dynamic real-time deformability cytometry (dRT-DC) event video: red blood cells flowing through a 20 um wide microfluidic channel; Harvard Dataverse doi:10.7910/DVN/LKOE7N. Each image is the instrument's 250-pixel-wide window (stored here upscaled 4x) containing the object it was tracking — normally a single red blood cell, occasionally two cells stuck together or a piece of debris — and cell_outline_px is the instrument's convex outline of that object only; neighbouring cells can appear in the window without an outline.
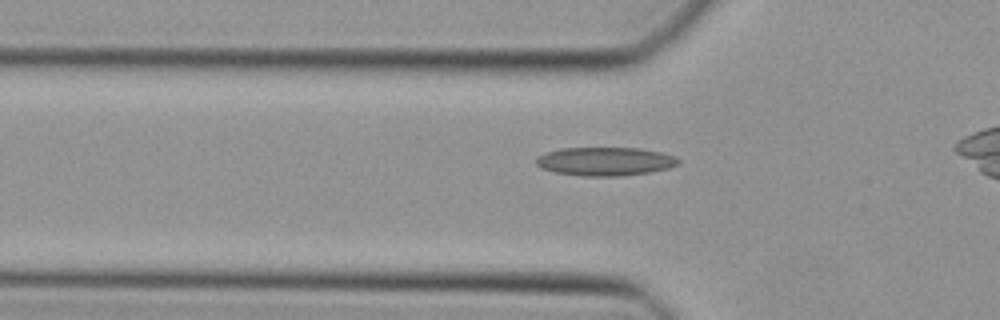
{"species": "Egyptian fruit bat (a non-hibernating species)", "species_latin": "Rousettus aegyptiacus", "temperature_condition": "cold", "stored_images_in_passage": 34, "camera_frame_rate_fps": 3000, "um_per_image_px": 0.085, "animal": {"sex": "female"}, "frame": {"image": 1, "passage_image": 11, "time_ms": 3.333, "image_size_px": [1000, 320], "cell_outline_px": [[680, 164], [668, 168], [648, 172], [616, 176], [580, 176], [556, 172], [540, 168], [536, 164], [536, 156], [544, 152], [560, 148], [640, 148], [660, 152], [676, 156], [680, 160]], "centroid_in_image_um": [51.41, 13.71], "position_along_channel_um": 74.4, "area_um2": 23.76}}
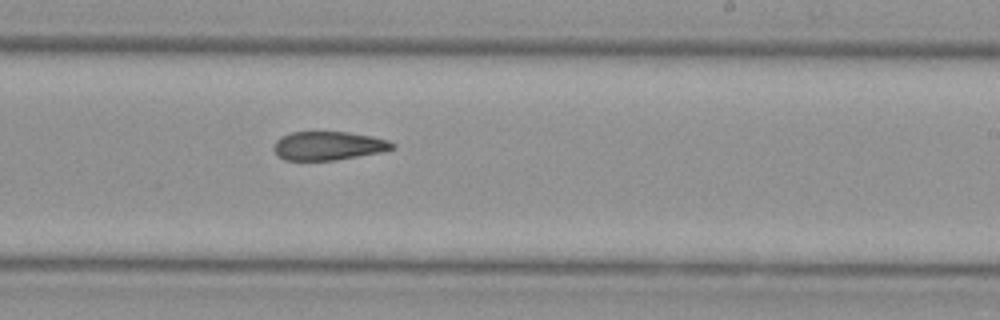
{"frame": {"image": 2, "passage_image": 24, "time_ms": 7.667, "image_size_px": [1000, 320], "cell_outline_px": [[396, 148], [380, 152], [336, 160], [284, 160], [276, 156], [272, 148], [276, 140], [280, 136], [292, 132], [348, 132], [372, 136], [388, 140], [396, 144]], "centroid_in_image_um": [27.88, 12.39], "position_along_channel_um": 261.1, "area_um2": 20.0}}
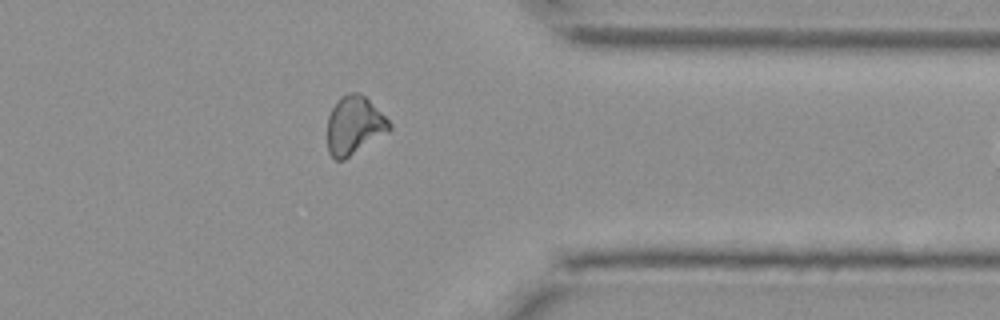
{"frame": {"image": 3, "passage_image": 33, "time_ms": 10.667, "image_size_px": [1000, 320], "cell_outline_px": [[392, 128], [388, 132], [344, 160], [336, 160], [328, 152], [328, 116], [336, 100], [340, 96], [348, 92], [360, 92], [392, 124]], "centroid_in_image_um": [30.09, 10.65], "position_along_channel_um": 381.3, "area_um2": 20.98}}